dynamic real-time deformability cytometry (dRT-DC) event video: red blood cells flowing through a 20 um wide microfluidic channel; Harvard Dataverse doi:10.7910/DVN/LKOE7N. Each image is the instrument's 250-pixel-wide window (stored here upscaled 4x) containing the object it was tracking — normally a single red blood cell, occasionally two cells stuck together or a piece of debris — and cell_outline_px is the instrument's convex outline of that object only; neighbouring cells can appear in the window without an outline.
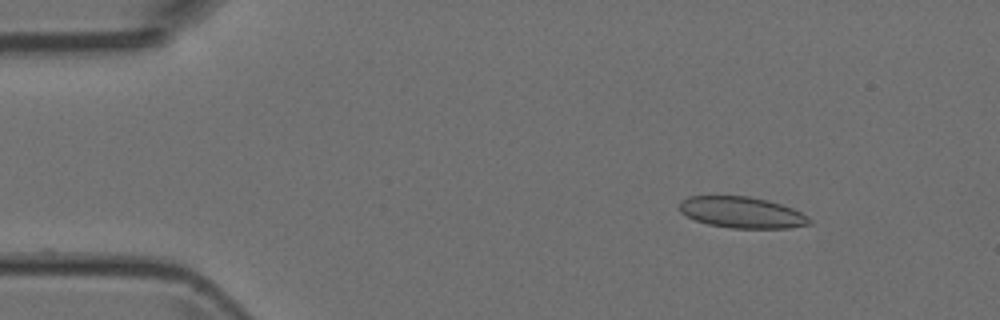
{"species": "Egyptian fruit bat (a non-hibernating species)", "species_latin": "Rousettus aegyptiacus", "temperature_condition": "room temperature", "stored_images_in_passage": 45, "camera_frame_rate_fps": 3000, "um_per_image_px": 0.085, "animal": {"sex": "female"}, "frame": {"image": 1, "passage_image": 2, "time_ms": 0.333, "image_size_px": [1000, 320], "cell_outline_px": [[812, 224], [788, 228], [732, 228], [708, 224], [696, 220], [680, 212], [680, 200], [688, 196], [748, 196], [768, 200], [792, 208], [808, 216], [812, 220]], "centroid_in_image_um": [63.07, 18.05], "position_along_channel_um": 21.9, "area_um2": 23.64}}
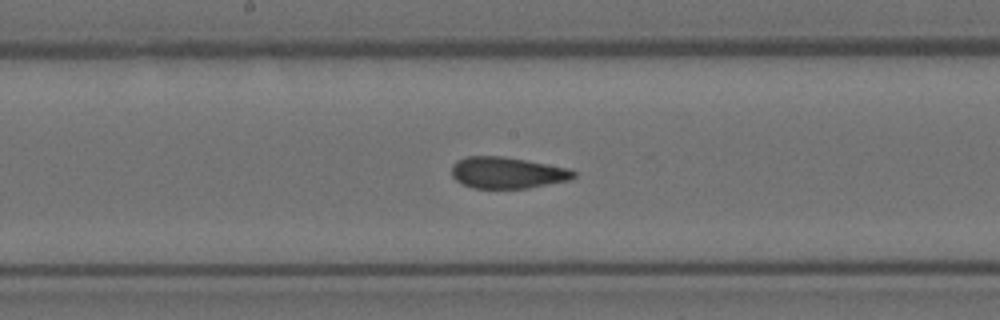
{"frame": {"image": 2, "passage_image": 21, "time_ms": 6.667, "image_size_px": [1000, 320], "cell_outline_px": [[576, 176], [572, 180], [528, 188], [472, 188], [456, 180], [452, 176], [452, 164], [456, 160], [464, 156], [504, 156], [572, 168], [576, 172]], "centroid_in_image_um": [43.16, 14.67], "position_along_channel_um": 205.0, "area_um2": 22.72}}
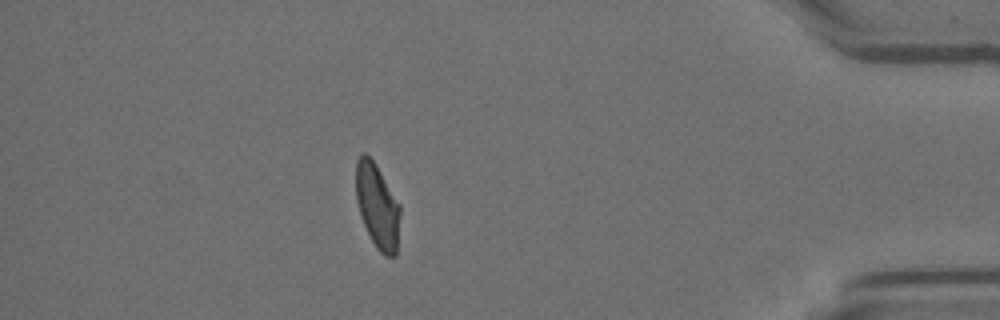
{"frame": {"image": 3, "passage_image": 39, "time_ms": 12.667, "image_size_px": [1000, 320], "cell_outline_px": [[400, 212], [396, 256], [384, 256], [376, 248], [360, 216], [356, 200], [356, 160], [364, 152], [376, 164], [400, 204]], "centroid_in_image_um": [32.07, 17.52], "position_along_channel_um": 403.1, "area_um2": 21.73}}